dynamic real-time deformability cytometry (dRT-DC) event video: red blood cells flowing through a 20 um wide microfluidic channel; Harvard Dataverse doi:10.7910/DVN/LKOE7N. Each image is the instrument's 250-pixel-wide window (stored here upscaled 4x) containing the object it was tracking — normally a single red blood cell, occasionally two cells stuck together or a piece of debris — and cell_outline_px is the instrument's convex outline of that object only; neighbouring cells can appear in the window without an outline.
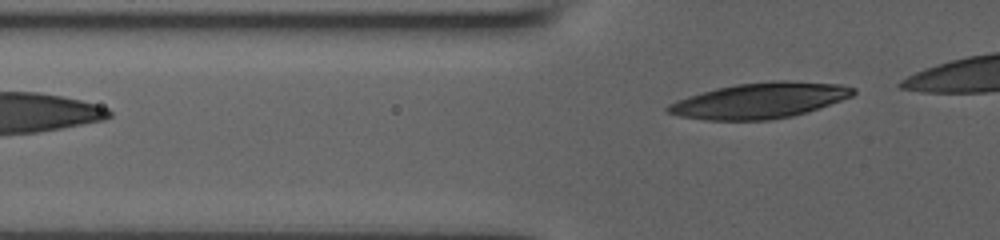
{"species": "human", "species_latin": "Homo sapiens", "temperature_condition": "room temperature", "stored_images_in_passage": 3, "segment_of_instrument_passage": [2, 2], "camera_frame_rate_fps": 3000, "um_per_image_px": 0.085, "donor": {"sex": "male"}, "frame": {"image": 1, "passage_image": 3, "time_ms": 2.0, "image_size_px": [1000, 240], "cell_outline_px": [[856, 92], [852, 96], [792, 116], [768, 120], [704, 120], [680, 116], [668, 112], [664, 108], [668, 104], [676, 100], [688, 96], [716, 88], [736, 84], [772, 80], [788, 80], [840, 84], [856, 88]], "centroid_in_image_um": [64.55, 8.53], "position_along_channel_um": 61.3, "area_um2": 38.32}}